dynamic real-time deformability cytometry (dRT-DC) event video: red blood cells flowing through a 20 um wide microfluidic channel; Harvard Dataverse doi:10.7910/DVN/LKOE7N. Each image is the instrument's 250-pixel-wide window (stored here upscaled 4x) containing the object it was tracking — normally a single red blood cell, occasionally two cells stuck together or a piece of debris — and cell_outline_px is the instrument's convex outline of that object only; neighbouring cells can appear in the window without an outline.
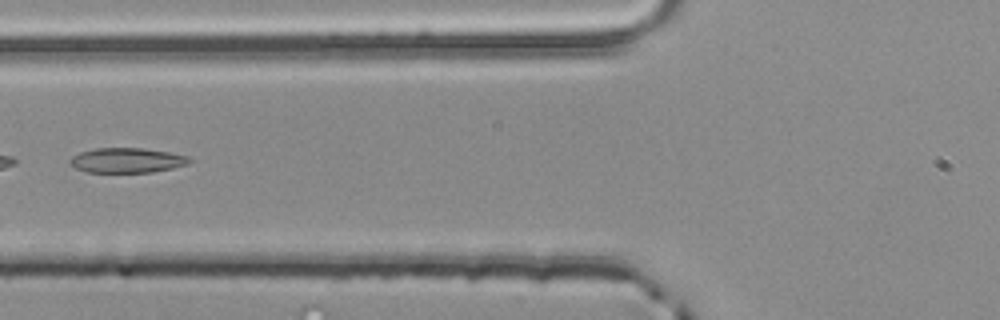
{"species": "common noctule bat (a hibernating species)", "species_latin": "Nyctalus noctula", "temperature_condition": "room temperature", "stored_images_in_passage": 4, "segment_of_instrument_passage": [2, 2], "camera_frame_rate_fps": 3000, "um_per_image_px": 0.085, "animal": {"sex": "male", "body_mass_g": 20.4}, "frame": {"image": 1, "passage_image": 4, "time_ms": 1.0, "image_size_px": [1000, 320], "cell_outline_px": [[192, 160], [188, 164], [172, 168], [152, 172], [88, 172], [76, 168], [68, 164], [68, 160], [72, 156], [80, 152], [96, 148], [140, 148], [168, 152], [188, 156]], "centroid_in_image_um": [10.76, 13.63], "position_along_channel_um": 115.0, "area_um2": 17.28}}